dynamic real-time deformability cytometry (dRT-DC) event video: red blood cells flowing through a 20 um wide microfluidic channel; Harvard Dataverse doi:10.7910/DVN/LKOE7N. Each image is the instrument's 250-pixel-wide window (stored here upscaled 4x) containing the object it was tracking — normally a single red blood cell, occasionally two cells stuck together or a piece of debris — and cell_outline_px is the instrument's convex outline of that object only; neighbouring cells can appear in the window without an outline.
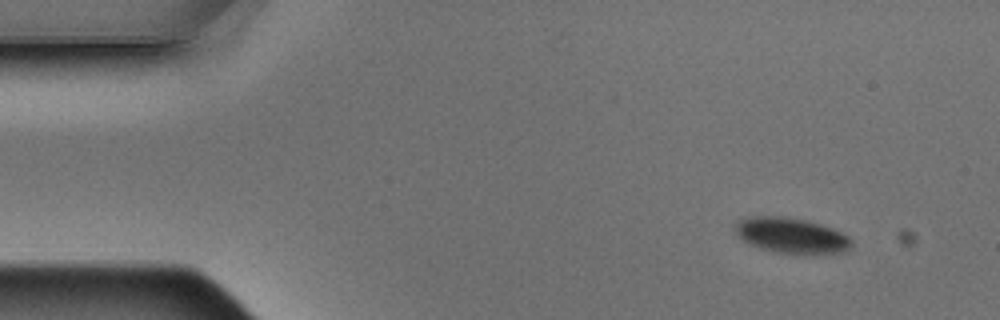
{"species": "Egyptian fruit bat (a non-hibernating species)", "species_latin": "Rousettus aegyptiacus", "temperature_condition": "warm", "stored_images_in_passage": 4, "camera_frame_rate_fps": 3000, "um_per_image_px": 0.085, "animal": {"sex": "male"}, "frame": {"image": 1, "passage_image": 1, "time_ms": 0.0, "image_size_px": [1000, 320], "cell_outline_px": [[852, 244], [848, 252], [776, 252], [760, 248], [744, 240], [732, 228], [744, 216], [780, 216], [808, 220], [832, 228], [848, 236], [852, 240]], "centroid_in_image_um": [67.25, 19.98], "position_along_channel_um": 17.7, "area_um2": 23.58}}
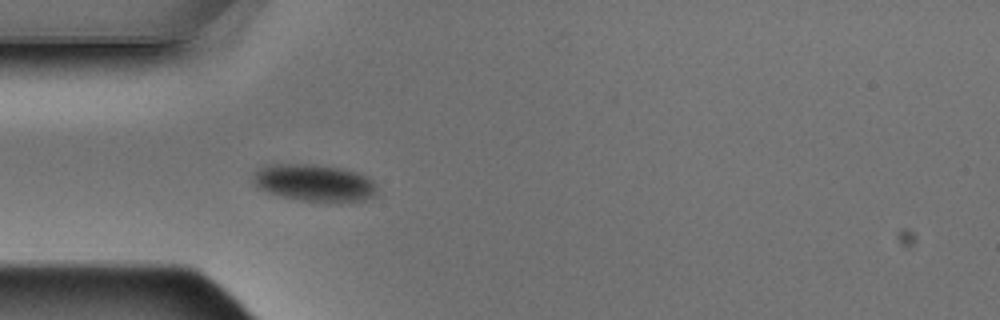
{"frame": {"image": 2, "passage_image": 4, "time_ms": 1.0, "image_size_px": [1000, 320], "cell_outline_px": [[376, 196], [364, 200], [300, 200], [280, 196], [268, 192], [260, 188], [252, 180], [252, 176], [264, 164], [312, 164], [340, 168], [356, 172], [368, 176], [372, 180], [376, 188]], "centroid_in_image_um": [26.7, 15.51], "position_along_channel_um": 58.3, "area_um2": 26.3}}